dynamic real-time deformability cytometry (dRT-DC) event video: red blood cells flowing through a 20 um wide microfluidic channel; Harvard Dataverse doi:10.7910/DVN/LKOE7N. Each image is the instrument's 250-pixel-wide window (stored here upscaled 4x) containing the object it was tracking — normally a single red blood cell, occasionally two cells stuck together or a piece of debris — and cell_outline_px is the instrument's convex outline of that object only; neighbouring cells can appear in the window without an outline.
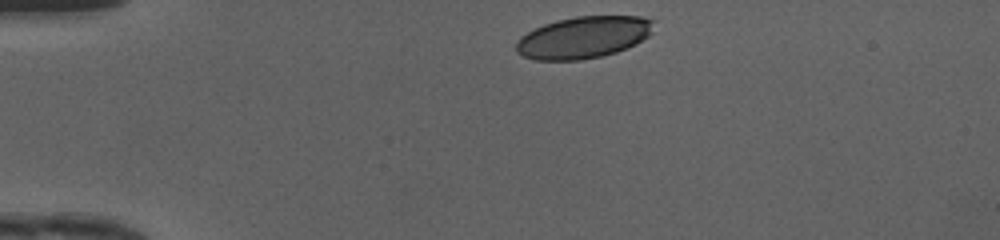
{"species": "human", "species_latin": "Homo sapiens", "temperature_condition": "cold", "stored_images_in_passage": 32, "camera_frame_rate_fps": 3000, "um_per_image_px": 0.085, "donor": {"sex": "female"}, "frame": {"image": 1, "passage_image": 1, "time_ms": 0.0, "image_size_px": [1000, 240], "cell_outline_px": [[656, 20], [652, 32], [648, 36], [636, 44], [616, 52], [600, 56], [580, 60], [536, 60], [524, 56], [516, 52], [516, 40], [520, 36], [544, 24], [556, 20], [576, 16], [640, 16]], "centroid_in_image_um": [49.61, 3.17], "position_along_channel_um": 35.4, "area_um2": 33.7}}
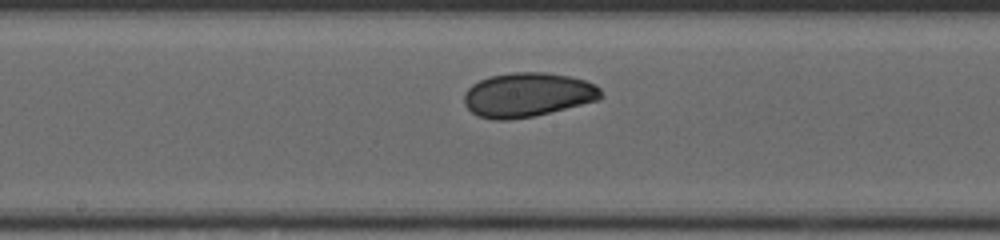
{"frame": {"image": 2, "passage_image": 17, "time_ms": 5.333, "image_size_px": [1000, 240], "cell_outline_px": [[604, 96], [600, 100], [532, 116], [508, 120], [496, 120], [480, 116], [472, 112], [464, 104], [464, 92], [472, 84], [488, 76], [512, 72], [544, 72], [572, 76], [596, 84], [600, 88]], "centroid_in_image_um": [44.87, 8.04], "position_along_channel_um": 203.3, "area_um2": 35.43}}
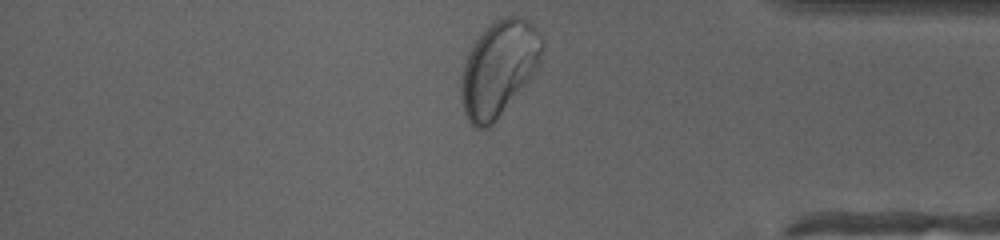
{"frame": {"image": 3, "passage_image": 32, "time_ms": 10.333, "image_size_px": [1000, 240], "cell_outline_px": [[544, 48], [532, 76], [496, 120], [488, 128], [476, 128], [468, 120], [464, 112], [460, 96], [460, 76], [468, 52], [472, 44], [484, 28], [496, 20], [504, 16], [516, 16], [528, 20], [532, 24], [544, 40]], "centroid_in_image_um": [42.37, 5.8], "position_along_channel_um": 392.8, "area_um2": 44.97}, "authors_computed_cell_mechanics": {"area_um2": 35.1713, "velocity_mm_per_s": 4.1592, "shape_relaxation_time_tau1_ms": 4.2773, "shape_relaxation_time_tau2_ms": 1.2886, "deformation_change_tau1": 0.1145, "deformation_change_tau2": 0.0464}}